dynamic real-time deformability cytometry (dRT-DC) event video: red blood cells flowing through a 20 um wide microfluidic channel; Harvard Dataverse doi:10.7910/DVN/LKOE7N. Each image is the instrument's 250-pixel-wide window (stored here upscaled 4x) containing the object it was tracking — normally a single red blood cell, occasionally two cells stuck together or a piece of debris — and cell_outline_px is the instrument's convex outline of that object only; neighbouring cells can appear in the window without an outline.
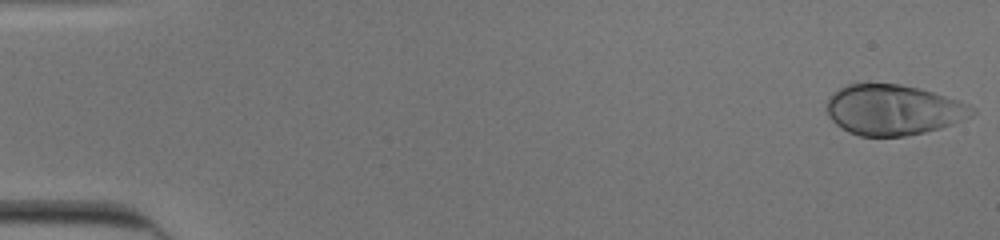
{"species": "human", "species_latin": "Homo sapiens", "temperature_condition": "cold", "stored_images_in_passage": 16, "camera_frame_rate_fps": 3000, "um_per_image_px": 0.085, "donor": {"sex": "male"}, "frame": {"image": 1, "passage_image": 1, "time_ms": 0.0, "image_size_px": [1000, 240], "cell_outline_px": [[976, 112], [952, 124], [940, 128], [924, 132], [904, 136], [860, 136], [848, 132], [836, 124], [828, 116], [828, 100], [840, 88], [848, 84], [900, 84], [920, 88], [960, 100], [976, 108]], "centroid_in_image_um": [75.95, 9.34], "position_along_channel_um": 9.0, "area_um2": 42.37}}
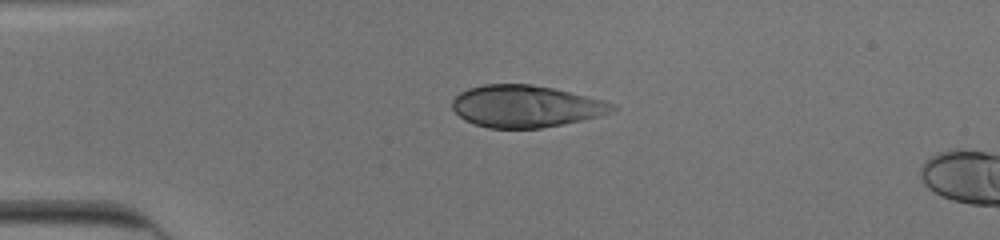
{"frame": {"image": 2, "passage_image": 13, "time_ms": 4.0, "image_size_px": [1000, 240], "cell_outline_px": [[620, 108], [616, 112], [600, 116], [540, 128], [488, 128], [464, 120], [452, 108], [452, 100], [460, 92], [468, 88], [484, 84], [532, 84], [552, 88], [604, 100], [616, 104]], "centroid_in_image_um": [44.72, 9.03], "position_along_channel_um": 40.3, "area_um2": 39.25}}